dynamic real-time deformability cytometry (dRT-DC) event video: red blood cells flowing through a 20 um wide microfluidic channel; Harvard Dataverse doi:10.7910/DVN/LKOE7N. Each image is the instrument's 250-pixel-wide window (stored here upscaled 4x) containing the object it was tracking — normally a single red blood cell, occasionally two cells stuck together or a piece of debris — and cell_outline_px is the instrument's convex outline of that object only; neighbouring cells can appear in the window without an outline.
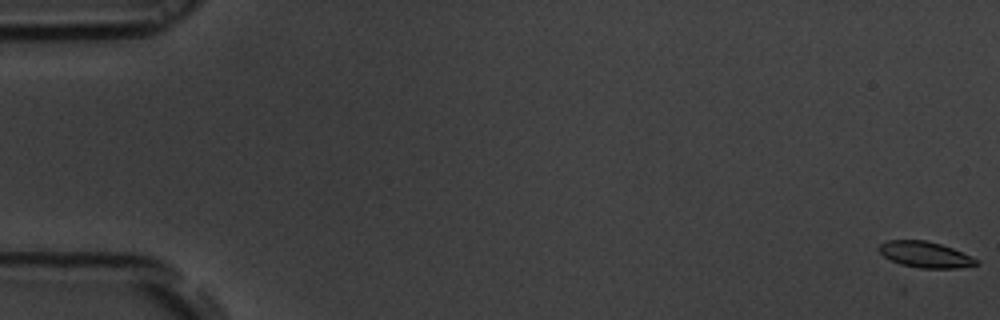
{"species": "common noctule bat (a hibernating species)", "species_latin": "Nyctalus noctula", "temperature_condition": "room temperature", "stored_images_in_passage": 13, "camera_frame_rate_fps": 3000, "um_per_image_px": 0.085, "animal": {"sex": "male", "body_mass_g": 19.5, "forearm_length_mm": 54.6}, "frame": {"image": 1, "passage_image": 1, "time_ms": 0.0, "image_size_px": [1000, 320], "cell_outline_px": [[980, 264], [960, 268], [920, 268], [900, 264], [884, 256], [876, 248], [880, 244], [888, 240], [924, 240], [940, 244], [952, 248], [972, 256], [980, 260]], "centroid_in_image_um": [78.67, 21.64], "position_along_channel_um": 6.3, "area_um2": 14.8}}